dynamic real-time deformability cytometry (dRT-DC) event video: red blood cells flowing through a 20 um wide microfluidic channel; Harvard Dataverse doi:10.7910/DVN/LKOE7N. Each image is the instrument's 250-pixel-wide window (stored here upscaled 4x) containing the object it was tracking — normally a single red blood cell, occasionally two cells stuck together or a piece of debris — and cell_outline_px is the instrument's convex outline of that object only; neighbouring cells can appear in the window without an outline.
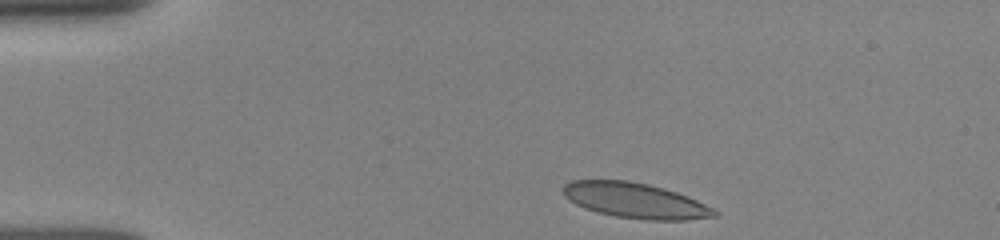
{"species": "human", "species_latin": "Homo sapiens", "temperature_condition": "room temperature", "stored_images_in_passage": 19, "camera_frame_rate_fps": 3000, "um_per_image_px": 0.085, "donor": {"sex": "female"}, "frame": {"image": 1, "passage_image": 1, "time_ms": 0.0, "image_size_px": [1000, 240], "cell_outline_px": [[720, 212], [716, 216], [688, 220], [648, 220], [616, 216], [596, 212], [584, 208], [568, 200], [564, 196], [564, 184], [572, 180], [628, 180], [648, 184], [664, 188], [688, 196]], "centroid_in_image_um": [53.99, 17.04], "position_along_channel_um": 31.0, "area_um2": 31.1}}
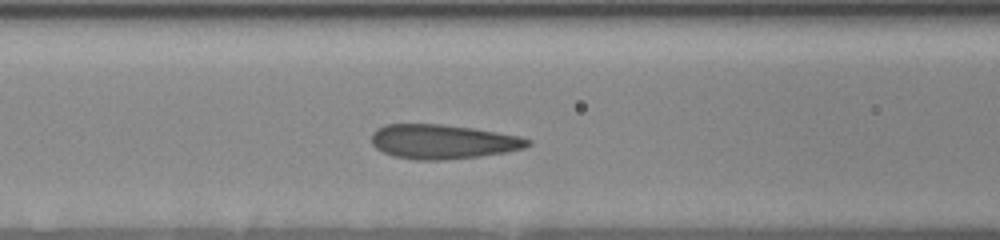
{"frame": {"image": 2, "passage_image": 11, "time_ms": 3.333, "image_size_px": [1000, 240], "cell_outline_px": [[532, 144], [524, 148], [508, 152], [480, 156], [444, 160], [416, 160], [392, 156], [376, 148], [372, 144], [372, 132], [376, 128], [384, 124], [440, 124], [472, 128], [520, 136], [532, 140]], "centroid_in_image_um": [37.64, 12.04], "position_along_channel_um": 129.0, "area_um2": 31.5}}
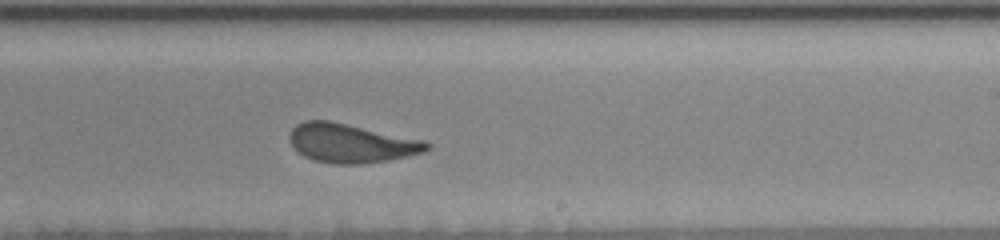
{"frame": {"image": 3, "passage_image": 19, "time_ms": 6.0, "image_size_px": [1000, 240], "cell_outline_px": [[432, 148], [424, 152], [408, 156], [388, 160], [360, 164], [336, 164], [312, 160], [304, 156], [288, 140], [288, 136], [292, 128], [296, 124], [304, 120], [328, 120], [424, 140], [432, 144]], "centroid_in_image_um": [29.85, 12.17], "position_along_channel_um": 259.1, "area_um2": 31.15}}